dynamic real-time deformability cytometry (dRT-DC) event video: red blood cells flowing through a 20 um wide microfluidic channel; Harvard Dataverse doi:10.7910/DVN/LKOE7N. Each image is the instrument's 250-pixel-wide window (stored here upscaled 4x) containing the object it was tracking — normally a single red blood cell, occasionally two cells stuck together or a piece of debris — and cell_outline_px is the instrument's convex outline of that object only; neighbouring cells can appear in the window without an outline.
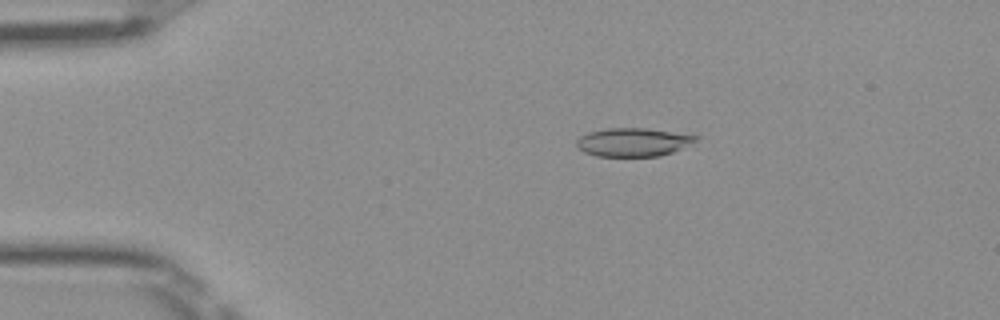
{"species": "Egyptian fruit bat (a non-hibernating species)", "species_latin": "Rousettus aegyptiacus", "temperature_condition": "room temperature", "stored_images_in_passage": 51, "camera_frame_rate_fps": 3000, "um_per_image_px": 0.085, "frame": {"image": 1, "passage_image": 10, "time_ms": 3.0, "image_size_px": [1000, 320], "cell_outline_px": [[700, 136], [696, 140], [672, 152], [660, 156], [596, 156], [584, 152], [576, 148], [576, 140], [580, 136], [588, 132], [608, 128], [648, 128]], "centroid_in_image_um": [53.76, 12.08], "position_along_channel_um": 31.2, "area_um2": 19.71}}
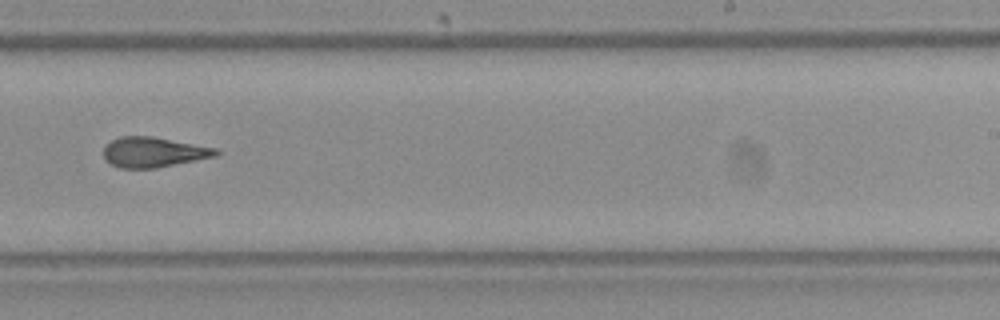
{"frame": {"image": 2, "passage_image": 32, "time_ms": 10.333, "image_size_px": [1000, 320], "cell_outline_px": [[220, 156], [156, 168], [120, 168], [104, 160], [104, 144], [120, 136], [152, 136], [220, 148]], "centroid_in_image_um": [13.11, 12.93], "position_along_channel_um": 275.9, "area_um2": 20.17}}
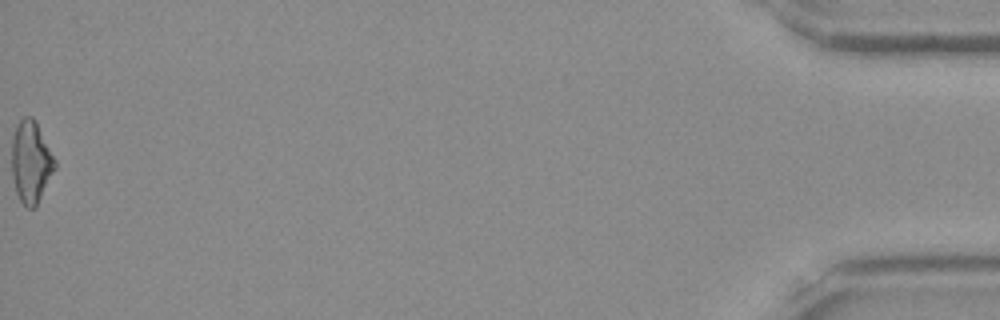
{"frame": {"image": 3, "passage_image": 51, "time_ms": 16.667, "image_size_px": [1000, 320], "cell_outline_px": [[56, 168], [36, 208], [28, 208], [20, 200], [16, 192], [12, 176], [12, 136], [16, 124], [24, 116], [32, 116], [36, 120], [56, 160]], "centroid_in_image_um": [2.64, 13.75], "position_along_channel_um": 432.6, "area_um2": 20.92}, "authors_computed_cell_mechanics": {"area_um2": 20.0566, "velocity_mm_per_s": 4.0504, "shape_relaxation_time_tau1_ms": null, "shape_relaxation_time_tau2_ms": 2.2474, "deformation_change_tau1": null, "deformation_change_tau2": 0.1041}}